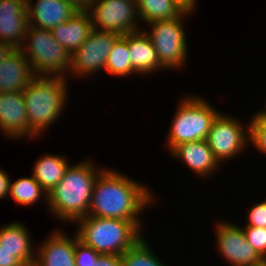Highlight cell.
I'll use <instances>...</instances> for the list:
<instances>
[{
    "instance_id": "1",
    "label": "cell",
    "mask_w": 266,
    "mask_h": 266,
    "mask_svg": "<svg viewBox=\"0 0 266 266\" xmlns=\"http://www.w3.org/2000/svg\"><path fill=\"white\" fill-rule=\"evenodd\" d=\"M154 197L147 185L104 168L95 180L88 216L142 220L141 213L154 203Z\"/></svg>"
},
{
    "instance_id": "2",
    "label": "cell",
    "mask_w": 266,
    "mask_h": 266,
    "mask_svg": "<svg viewBox=\"0 0 266 266\" xmlns=\"http://www.w3.org/2000/svg\"><path fill=\"white\" fill-rule=\"evenodd\" d=\"M103 169L92 159L70 164L61 181L48 194L50 213L64 223H75L87 216L95 180Z\"/></svg>"
},
{
    "instance_id": "3",
    "label": "cell",
    "mask_w": 266,
    "mask_h": 266,
    "mask_svg": "<svg viewBox=\"0 0 266 266\" xmlns=\"http://www.w3.org/2000/svg\"><path fill=\"white\" fill-rule=\"evenodd\" d=\"M142 221L87 215L75 222V232L80 241L98 253L121 256L144 236Z\"/></svg>"
},
{
    "instance_id": "4",
    "label": "cell",
    "mask_w": 266,
    "mask_h": 266,
    "mask_svg": "<svg viewBox=\"0 0 266 266\" xmlns=\"http://www.w3.org/2000/svg\"><path fill=\"white\" fill-rule=\"evenodd\" d=\"M67 81L64 77L36 76L24 89L29 129L36 138L42 137L65 110L69 95Z\"/></svg>"
},
{
    "instance_id": "5",
    "label": "cell",
    "mask_w": 266,
    "mask_h": 266,
    "mask_svg": "<svg viewBox=\"0 0 266 266\" xmlns=\"http://www.w3.org/2000/svg\"><path fill=\"white\" fill-rule=\"evenodd\" d=\"M192 95L180 98L179 105L175 109L165 139L169 153L182 143L206 140L213 121L221 113L204 97Z\"/></svg>"
},
{
    "instance_id": "6",
    "label": "cell",
    "mask_w": 266,
    "mask_h": 266,
    "mask_svg": "<svg viewBox=\"0 0 266 266\" xmlns=\"http://www.w3.org/2000/svg\"><path fill=\"white\" fill-rule=\"evenodd\" d=\"M20 49L30 61L35 76L66 78L70 75L71 54L50 30L29 25Z\"/></svg>"
},
{
    "instance_id": "7",
    "label": "cell",
    "mask_w": 266,
    "mask_h": 266,
    "mask_svg": "<svg viewBox=\"0 0 266 266\" xmlns=\"http://www.w3.org/2000/svg\"><path fill=\"white\" fill-rule=\"evenodd\" d=\"M191 14V11L185 10L177 18L146 24L150 30L142 28L151 39L158 59L167 71L180 68L182 70L186 65L189 44L182 21Z\"/></svg>"
},
{
    "instance_id": "8",
    "label": "cell",
    "mask_w": 266,
    "mask_h": 266,
    "mask_svg": "<svg viewBox=\"0 0 266 266\" xmlns=\"http://www.w3.org/2000/svg\"><path fill=\"white\" fill-rule=\"evenodd\" d=\"M250 139V120L248 125L243 126L236 116H225L221 112L213 121L206 141L215 158L221 163L228 162L246 151Z\"/></svg>"
},
{
    "instance_id": "9",
    "label": "cell",
    "mask_w": 266,
    "mask_h": 266,
    "mask_svg": "<svg viewBox=\"0 0 266 266\" xmlns=\"http://www.w3.org/2000/svg\"><path fill=\"white\" fill-rule=\"evenodd\" d=\"M88 12L94 29L120 36L142 30L136 0H93Z\"/></svg>"
},
{
    "instance_id": "10",
    "label": "cell",
    "mask_w": 266,
    "mask_h": 266,
    "mask_svg": "<svg viewBox=\"0 0 266 266\" xmlns=\"http://www.w3.org/2000/svg\"><path fill=\"white\" fill-rule=\"evenodd\" d=\"M119 37L116 33L93 28L87 40L71 54L70 73L83 79L105 71L107 57Z\"/></svg>"
},
{
    "instance_id": "11",
    "label": "cell",
    "mask_w": 266,
    "mask_h": 266,
    "mask_svg": "<svg viewBox=\"0 0 266 266\" xmlns=\"http://www.w3.org/2000/svg\"><path fill=\"white\" fill-rule=\"evenodd\" d=\"M219 254L231 266H262L266 261L246 240L245 233L235 223L217 221L214 228Z\"/></svg>"
},
{
    "instance_id": "12",
    "label": "cell",
    "mask_w": 266,
    "mask_h": 266,
    "mask_svg": "<svg viewBox=\"0 0 266 266\" xmlns=\"http://www.w3.org/2000/svg\"><path fill=\"white\" fill-rule=\"evenodd\" d=\"M0 129L8 138H34L29 129V120L23 92L0 93Z\"/></svg>"
},
{
    "instance_id": "13",
    "label": "cell",
    "mask_w": 266,
    "mask_h": 266,
    "mask_svg": "<svg viewBox=\"0 0 266 266\" xmlns=\"http://www.w3.org/2000/svg\"><path fill=\"white\" fill-rule=\"evenodd\" d=\"M29 26L26 0H0V42L20 48Z\"/></svg>"
},
{
    "instance_id": "14",
    "label": "cell",
    "mask_w": 266,
    "mask_h": 266,
    "mask_svg": "<svg viewBox=\"0 0 266 266\" xmlns=\"http://www.w3.org/2000/svg\"><path fill=\"white\" fill-rule=\"evenodd\" d=\"M63 231L51 233L37 247L33 266H75L76 232L72 237Z\"/></svg>"
},
{
    "instance_id": "15",
    "label": "cell",
    "mask_w": 266,
    "mask_h": 266,
    "mask_svg": "<svg viewBox=\"0 0 266 266\" xmlns=\"http://www.w3.org/2000/svg\"><path fill=\"white\" fill-rule=\"evenodd\" d=\"M26 7L29 25L50 31L78 12L65 0H26Z\"/></svg>"
},
{
    "instance_id": "16",
    "label": "cell",
    "mask_w": 266,
    "mask_h": 266,
    "mask_svg": "<svg viewBox=\"0 0 266 266\" xmlns=\"http://www.w3.org/2000/svg\"><path fill=\"white\" fill-rule=\"evenodd\" d=\"M170 154L177 160L181 159L200 178H209L220 166L206 140L182 143Z\"/></svg>"
},
{
    "instance_id": "17",
    "label": "cell",
    "mask_w": 266,
    "mask_h": 266,
    "mask_svg": "<svg viewBox=\"0 0 266 266\" xmlns=\"http://www.w3.org/2000/svg\"><path fill=\"white\" fill-rule=\"evenodd\" d=\"M35 77L30 61L20 48H14L0 63V93L23 92Z\"/></svg>"
},
{
    "instance_id": "18",
    "label": "cell",
    "mask_w": 266,
    "mask_h": 266,
    "mask_svg": "<svg viewBox=\"0 0 266 266\" xmlns=\"http://www.w3.org/2000/svg\"><path fill=\"white\" fill-rule=\"evenodd\" d=\"M128 41L133 70L139 75H149L166 70L160 63L154 45L144 30L123 36Z\"/></svg>"
},
{
    "instance_id": "19",
    "label": "cell",
    "mask_w": 266,
    "mask_h": 266,
    "mask_svg": "<svg viewBox=\"0 0 266 266\" xmlns=\"http://www.w3.org/2000/svg\"><path fill=\"white\" fill-rule=\"evenodd\" d=\"M32 236L20 221H12L0 227V247L11 252L24 266H33L36 249L32 245Z\"/></svg>"
},
{
    "instance_id": "20",
    "label": "cell",
    "mask_w": 266,
    "mask_h": 266,
    "mask_svg": "<svg viewBox=\"0 0 266 266\" xmlns=\"http://www.w3.org/2000/svg\"><path fill=\"white\" fill-rule=\"evenodd\" d=\"M92 20L88 11H78L66 22L51 30L53 37L72 54L88 38L92 31Z\"/></svg>"
},
{
    "instance_id": "21",
    "label": "cell",
    "mask_w": 266,
    "mask_h": 266,
    "mask_svg": "<svg viewBox=\"0 0 266 266\" xmlns=\"http://www.w3.org/2000/svg\"><path fill=\"white\" fill-rule=\"evenodd\" d=\"M70 163L66 156L46 154L36 160L32 175L41 187L49 194L61 181Z\"/></svg>"
},
{
    "instance_id": "22",
    "label": "cell",
    "mask_w": 266,
    "mask_h": 266,
    "mask_svg": "<svg viewBox=\"0 0 266 266\" xmlns=\"http://www.w3.org/2000/svg\"><path fill=\"white\" fill-rule=\"evenodd\" d=\"M140 20L144 24L171 20L179 17L185 9L175 0H136Z\"/></svg>"
},
{
    "instance_id": "23",
    "label": "cell",
    "mask_w": 266,
    "mask_h": 266,
    "mask_svg": "<svg viewBox=\"0 0 266 266\" xmlns=\"http://www.w3.org/2000/svg\"><path fill=\"white\" fill-rule=\"evenodd\" d=\"M9 196L17 205L32 206L42 197H45V203L48 204V194L32 174L31 177H21L14 182L10 181Z\"/></svg>"
},
{
    "instance_id": "24",
    "label": "cell",
    "mask_w": 266,
    "mask_h": 266,
    "mask_svg": "<svg viewBox=\"0 0 266 266\" xmlns=\"http://www.w3.org/2000/svg\"><path fill=\"white\" fill-rule=\"evenodd\" d=\"M128 41L120 36L114 43L107 60L105 71L113 76L129 77L137 74L132 67Z\"/></svg>"
},
{
    "instance_id": "25",
    "label": "cell",
    "mask_w": 266,
    "mask_h": 266,
    "mask_svg": "<svg viewBox=\"0 0 266 266\" xmlns=\"http://www.w3.org/2000/svg\"><path fill=\"white\" fill-rule=\"evenodd\" d=\"M123 266H167L156 256L147 240L142 237L121 255Z\"/></svg>"
},
{
    "instance_id": "26",
    "label": "cell",
    "mask_w": 266,
    "mask_h": 266,
    "mask_svg": "<svg viewBox=\"0 0 266 266\" xmlns=\"http://www.w3.org/2000/svg\"><path fill=\"white\" fill-rule=\"evenodd\" d=\"M251 139L250 145H253L257 152L266 154V118H251Z\"/></svg>"
},
{
    "instance_id": "27",
    "label": "cell",
    "mask_w": 266,
    "mask_h": 266,
    "mask_svg": "<svg viewBox=\"0 0 266 266\" xmlns=\"http://www.w3.org/2000/svg\"><path fill=\"white\" fill-rule=\"evenodd\" d=\"M242 229L248 243L266 261V228L245 226Z\"/></svg>"
},
{
    "instance_id": "28",
    "label": "cell",
    "mask_w": 266,
    "mask_h": 266,
    "mask_svg": "<svg viewBox=\"0 0 266 266\" xmlns=\"http://www.w3.org/2000/svg\"><path fill=\"white\" fill-rule=\"evenodd\" d=\"M102 254L85 245L76 233L75 266H93Z\"/></svg>"
},
{
    "instance_id": "29",
    "label": "cell",
    "mask_w": 266,
    "mask_h": 266,
    "mask_svg": "<svg viewBox=\"0 0 266 266\" xmlns=\"http://www.w3.org/2000/svg\"><path fill=\"white\" fill-rule=\"evenodd\" d=\"M247 219L245 226H255L258 228H266V200L256 203L247 211Z\"/></svg>"
},
{
    "instance_id": "30",
    "label": "cell",
    "mask_w": 266,
    "mask_h": 266,
    "mask_svg": "<svg viewBox=\"0 0 266 266\" xmlns=\"http://www.w3.org/2000/svg\"><path fill=\"white\" fill-rule=\"evenodd\" d=\"M93 266H123V263L119 255H101Z\"/></svg>"
},
{
    "instance_id": "31",
    "label": "cell",
    "mask_w": 266,
    "mask_h": 266,
    "mask_svg": "<svg viewBox=\"0 0 266 266\" xmlns=\"http://www.w3.org/2000/svg\"><path fill=\"white\" fill-rule=\"evenodd\" d=\"M0 266H24L11 252L0 247Z\"/></svg>"
},
{
    "instance_id": "32",
    "label": "cell",
    "mask_w": 266,
    "mask_h": 266,
    "mask_svg": "<svg viewBox=\"0 0 266 266\" xmlns=\"http://www.w3.org/2000/svg\"><path fill=\"white\" fill-rule=\"evenodd\" d=\"M10 181L7 172L0 168V199L9 197Z\"/></svg>"
},
{
    "instance_id": "33",
    "label": "cell",
    "mask_w": 266,
    "mask_h": 266,
    "mask_svg": "<svg viewBox=\"0 0 266 266\" xmlns=\"http://www.w3.org/2000/svg\"><path fill=\"white\" fill-rule=\"evenodd\" d=\"M78 11H88L93 0H65Z\"/></svg>"
},
{
    "instance_id": "34",
    "label": "cell",
    "mask_w": 266,
    "mask_h": 266,
    "mask_svg": "<svg viewBox=\"0 0 266 266\" xmlns=\"http://www.w3.org/2000/svg\"><path fill=\"white\" fill-rule=\"evenodd\" d=\"M182 8L187 11L194 12L195 7L197 5V0H175Z\"/></svg>"
},
{
    "instance_id": "35",
    "label": "cell",
    "mask_w": 266,
    "mask_h": 266,
    "mask_svg": "<svg viewBox=\"0 0 266 266\" xmlns=\"http://www.w3.org/2000/svg\"><path fill=\"white\" fill-rule=\"evenodd\" d=\"M13 49L14 47H12L10 44L0 42V63L6 59Z\"/></svg>"
},
{
    "instance_id": "36",
    "label": "cell",
    "mask_w": 266,
    "mask_h": 266,
    "mask_svg": "<svg viewBox=\"0 0 266 266\" xmlns=\"http://www.w3.org/2000/svg\"><path fill=\"white\" fill-rule=\"evenodd\" d=\"M251 118H266V103L265 107L260 111H256Z\"/></svg>"
}]
</instances>
